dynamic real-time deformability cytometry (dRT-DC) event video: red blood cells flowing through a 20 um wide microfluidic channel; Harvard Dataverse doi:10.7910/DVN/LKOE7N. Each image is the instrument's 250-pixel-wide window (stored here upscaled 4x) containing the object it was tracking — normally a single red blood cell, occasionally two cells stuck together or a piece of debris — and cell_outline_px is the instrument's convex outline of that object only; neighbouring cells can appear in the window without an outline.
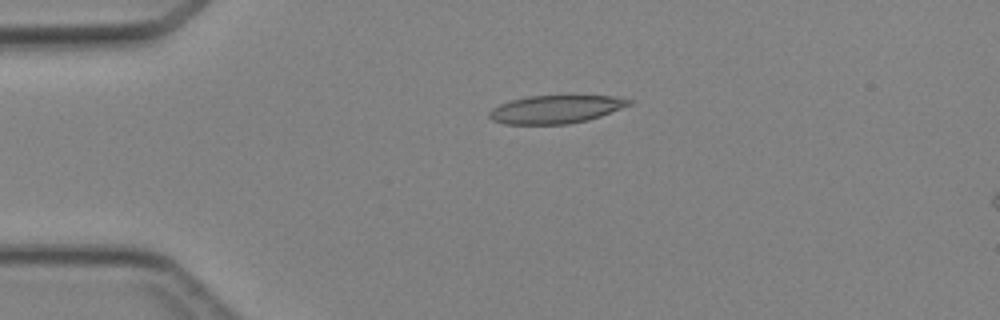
{"species": "Egyptian fruit bat (a non-hibernating species)", "species_latin": "Rousettus aegyptiacus", "temperature_condition": "cold", "stored_images_in_passage": 4, "camera_frame_rate_fps": 3000, "um_per_image_px": 0.085, "animal": {"sex": "female"}, "frame": {"image": 1, "passage_image": 1, "time_ms": 0.0, "image_size_px": [1000, 320], "cell_outline_px": [[632, 104], [600, 116], [588, 120], [568, 124], [504, 124], [492, 120], [488, 116], [488, 112], [492, 108], [500, 104], [512, 100], [528, 96], [612, 96], [632, 100]], "centroid_in_image_um": [47.21, 9.3], "position_along_channel_um": 37.8, "area_um2": 22.72}}
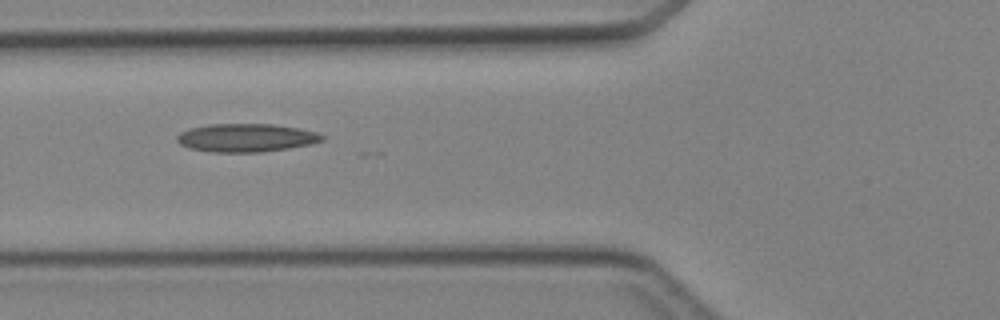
{"frame": {"image": 2, "passage_image": 3, "time_ms": 2.333, "image_size_px": [1000, 320], "cell_outline_px": [[324, 140], [312, 144], [288, 148], [260, 152], [212, 152], [188, 148], [180, 144], [176, 140], [176, 136], [180, 132], [192, 128], [208, 124], [272, 124], [300, 128], [316, 132], [324, 136]], "centroid_in_image_um": [20.92, 11.71], "position_along_channel_um": 104.9, "area_um2": 23.93}}